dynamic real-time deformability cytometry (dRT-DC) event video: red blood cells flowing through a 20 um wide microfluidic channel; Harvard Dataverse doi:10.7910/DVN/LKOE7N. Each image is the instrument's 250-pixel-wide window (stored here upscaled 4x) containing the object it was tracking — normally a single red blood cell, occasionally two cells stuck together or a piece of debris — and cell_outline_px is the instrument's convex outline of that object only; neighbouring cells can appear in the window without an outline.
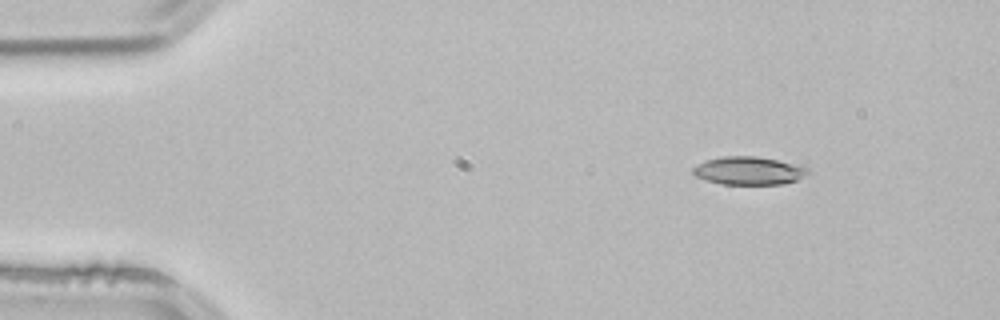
{"species": "common noctule bat (a hibernating species)", "species_latin": "Nyctalus noctula", "temperature_condition": "room temperature", "stored_images_in_passage": 3, "camera_frame_rate_fps": 3000, "um_per_image_px": 0.085, "animal": {"sex": "male", "body_mass_g": 21.5, "forearm_length_mm": 52.0}, "frame": {"image": 1, "passage_image": 1, "time_ms": 0.0, "image_size_px": [1000, 320], "cell_outline_px": [[812, 172], [796, 180], [784, 184], [720, 184], [696, 176], [692, 172], [692, 168], [696, 164], [704, 160], [724, 156], [756, 156], [776, 160], [808, 168]], "centroid_in_image_um": [63.62, 14.51], "position_along_channel_um": 21.4, "area_um2": 18.73}}
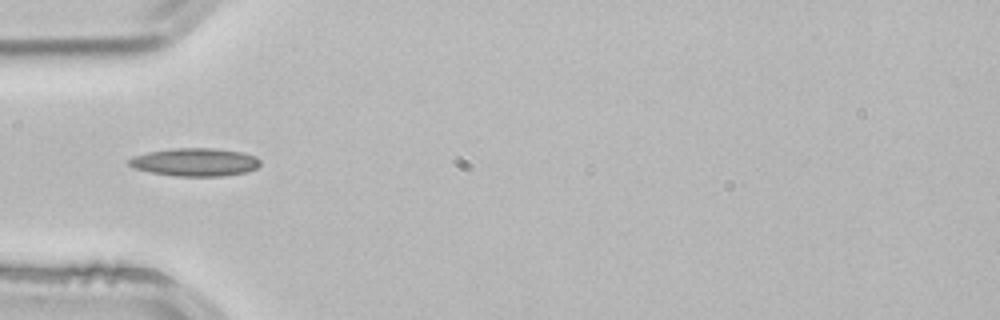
{"frame": {"image": 2, "passage_image": 3, "time_ms": 0.667, "image_size_px": [1000, 320], "cell_outline_px": [[260, 164], [256, 168], [248, 172], [224, 176], [176, 176], [148, 172], [132, 168], [128, 164], [128, 160], [132, 156], [148, 152], [172, 148], [212, 148], [244, 152], [256, 156], [260, 160]], "centroid_in_image_um": [16.57, 13.78], "position_along_channel_um": 68.4, "area_um2": 21.73}}